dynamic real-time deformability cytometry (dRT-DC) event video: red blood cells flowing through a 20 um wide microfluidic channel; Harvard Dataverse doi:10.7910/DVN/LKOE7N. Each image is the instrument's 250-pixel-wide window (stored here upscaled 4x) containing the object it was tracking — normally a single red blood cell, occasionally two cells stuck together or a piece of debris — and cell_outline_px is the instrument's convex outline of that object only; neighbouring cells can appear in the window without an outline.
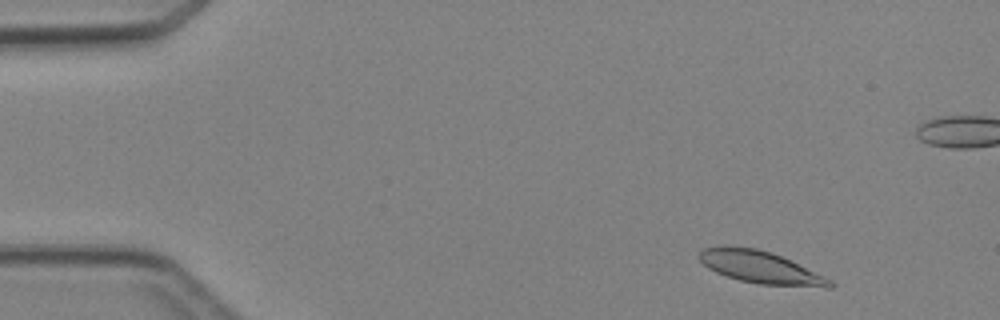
{"species": "Egyptian fruit bat (a non-hibernating species)", "species_latin": "Rousettus aegyptiacus", "temperature_condition": "cold", "stored_images_in_passage": 4, "camera_frame_rate_fps": 3000, "um_per_image_px": 0.085, "animal": {"sex": "female"}, "frame": {"image": 1, "passage_image": 1, "time_ms": 0.0, "image_size_px": [1000, 320], "cell_outline_px": [[836, 284], [832, 288], [824, 288], [760, 284], [740, 280], [716, 272], [708, 268], [696, 256], [704, 248], [756, 248], [772, 252], [824, 276], [832, 280]], "centroid_in_image_um": [64.72, 22.76], "position_along_channel_um": 20.3, "area_um2": 24.04}}